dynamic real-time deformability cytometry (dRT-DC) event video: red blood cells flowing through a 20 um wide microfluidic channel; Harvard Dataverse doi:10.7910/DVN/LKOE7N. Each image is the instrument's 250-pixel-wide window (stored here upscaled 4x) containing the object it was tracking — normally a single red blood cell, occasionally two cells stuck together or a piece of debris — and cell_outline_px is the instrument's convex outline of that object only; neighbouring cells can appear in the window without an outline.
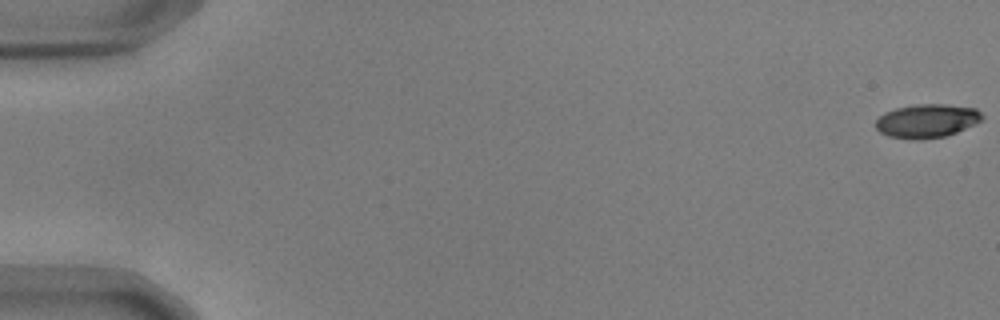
{"species": "common noctule bat (a hibernating species)", "species_latin": "Nyctalus noctula", "temperature_condition": "warm", "stored_images_in_passage": 56, "camera_frame_rate_fps": 3000, "um_per_image_px": 0.085, "animal": {"sex": "male", "body_mass_g": 17.9, "forearm_length_mm": 54.2}, "frame": {"image": 1, "passage_image": 1, "time_ms": 0.0, "image_size_px": [1000, 320], "cell_outline_px": [[984, 116], [976, 124], [956, 132], [944, 136], [912, 140], [888, 136], [880, 132], [876, 128], [876, 120], [884, 112], [896, 108], [916, 104], [948, 104], [976, 108]], "centroid_in_image_um": [78.78, 10.26], "position_along_channel_um": 6.2, "area_um2": 20.87}}
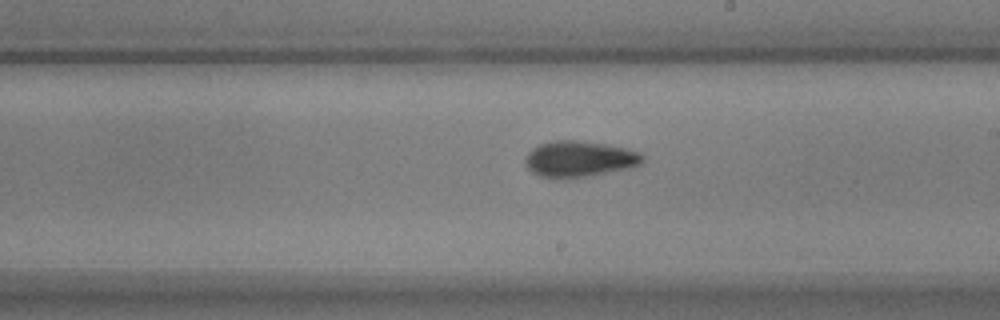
{"frame": {"image": 2, "passage_image": 33, "time_ms": 10.667, "image_size_px": [1000, 320], "cell_outline_px": [[644, 160], [640, 164], [628, 168], [592, 176], [540, 176], [532, 172], [524, 164], [524, 160], [528, 152], [532, 148], [540, 144], [556, 140], [576, 140], [604, 144], [624, 148], [636, 152], [644, 156]], "centroid_in_image_um": [49.23, 13.49], "position_along_channel_um": 239.8, "area_um2": 24.04}}
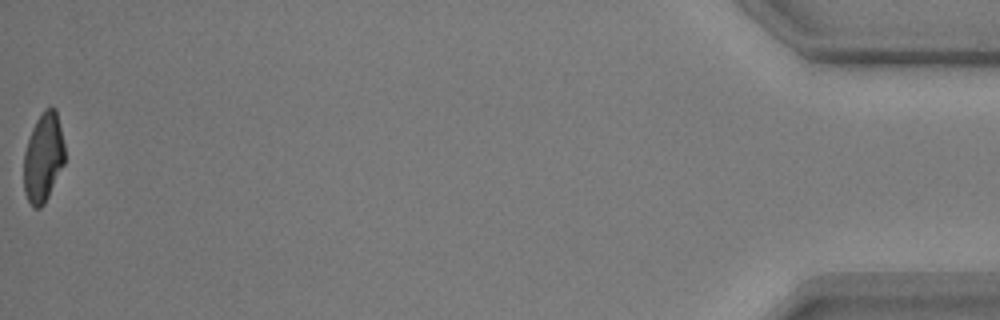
{"frame": {"image": 3, "passage_image": 56, "time_ms": 18.333, "image_size_px": [1000, 320], "cell_outline_px": [[64, 164], [44, 204], [40, 208], [32, 208], [24, 192], [24, 152], [32, 128], [36, 120], [44, 108], [56, 108], [64, 144]], "centroid_in_image_um": [3.67, 13.39], "position_along_channel_um": 431.5, "area_um2": 21.21}, "authors_computed_cell_mechanics": {"area_um2": 22.5998, "velocity_mm_per_s": 3.6999, "shape_relaxation_time_tau1_ms": 3.9348, "shape_relaxation_time_tau2_ms": 3.6262, "deformation_change_tau1": 0.1701, "deformation_change_tau2": 0.0988}}